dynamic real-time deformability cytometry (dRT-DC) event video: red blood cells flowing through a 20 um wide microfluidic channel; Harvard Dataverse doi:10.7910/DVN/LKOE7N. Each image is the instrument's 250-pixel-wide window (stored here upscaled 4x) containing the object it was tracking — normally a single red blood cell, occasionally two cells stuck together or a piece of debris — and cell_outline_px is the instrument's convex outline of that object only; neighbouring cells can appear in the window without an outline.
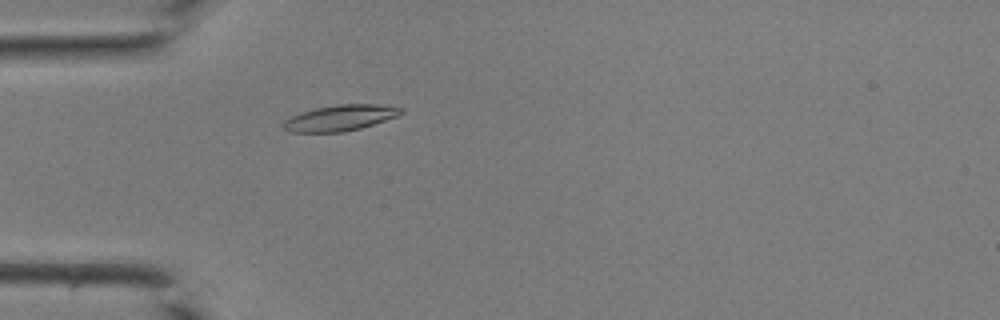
{"species": "common noctule bat (a hibernating species)", "species_latin": "Nyctalus noctula", "temperature_condition": "room temperature", "stored_images_in_passage": 35, "camera_frame_rate_fps": 3000, "um_per_image_px": 0.085, "animal": {"sex": "male", "body_mass_g": 19.0, "forearm_length_mm": 50.8}, "frame": {"image": 1, "passage_image": 5, "time_ms": 1.333, "image_size_px": [1000, 320], "cell_outline_px": [[404, 112], [396, 116], [360, 128], [344, 132], [292, 132], [284, 128], [280, 124], [284, 120], [300, 112], [316, 108], [336, 104], [380, 104], [404, 108]], "centroid_in_image_um": [28.89, 10.01], "position_along_channel_um": 56.1, "area_um2": 17.69}}
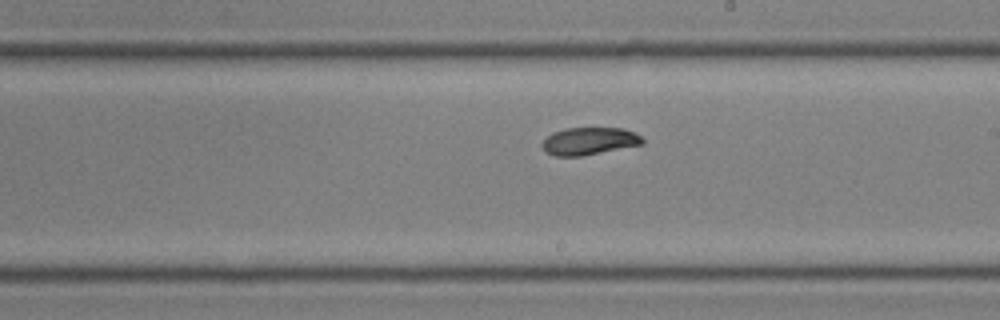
{"frame": {"image": 2, "passage_image": 17, "time_ms": 5.333, "image_size_px": [1000, 320], "cell_outline_px": [[644, 144], [580, 156], [552, 156], [544, 152], [540, 144], [552, 132], [564, 128], [624, 128], [640, 136], [644, 140]], "centroid_in_image_um": [50.03, 12.0], "position_along_channel_um": 239.0, "area_um2": 16.13}}
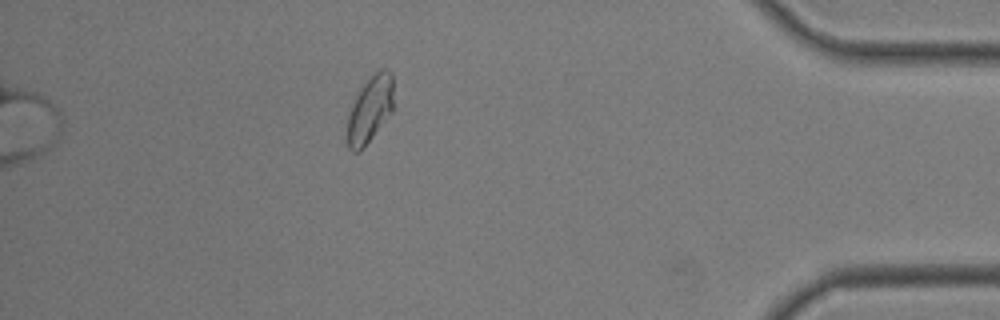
{"frame": {"image": 3, "passage_image": 30, "time_ms": 9.667, "image_size_px": [1000, 320], "cell_outline_px": [[392, 112], [372, 136], [356, 152], [352, 152], [348, 148], [344, 136], [348, 112], [360, 88], [380, 68], [388, 68], [392, 72]], "centroid_in_image_um": [31.39, 9.3], "position_along_channel_um": 403.8, "area_um2": 17.92}}